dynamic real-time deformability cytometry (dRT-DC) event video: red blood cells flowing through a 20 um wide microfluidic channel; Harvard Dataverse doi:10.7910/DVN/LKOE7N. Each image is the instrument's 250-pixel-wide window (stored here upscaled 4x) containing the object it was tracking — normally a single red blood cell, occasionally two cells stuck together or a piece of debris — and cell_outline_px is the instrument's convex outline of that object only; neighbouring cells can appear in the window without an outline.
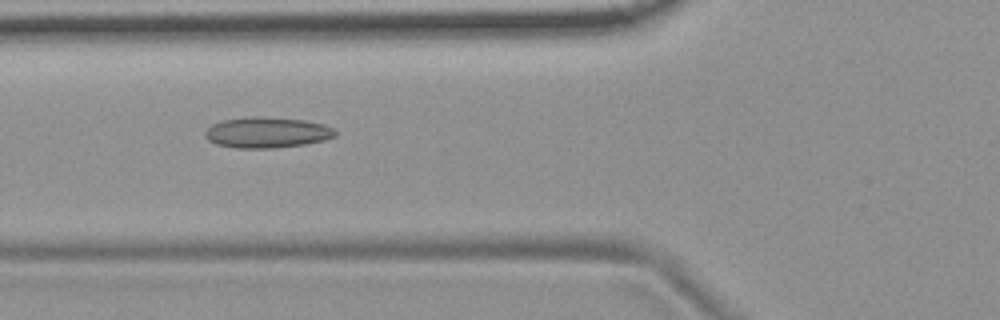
{"species": "common noctule bat (a hibernating species)", "species_latin": "Nyctalus noctula", "temperature_condition": "room temperature", "stored_images_in_passage": 42, "camera_frame_rate_fps": 3000, "um_per_image_px": 0.085, "animal": {"sex": "female", "body_mass_g": 19.9}, "frame": {"image": 1, "passage_image": 8, "time_ms": 2.333, "image_size_px": [1000, 320], "cell_outline_px": [[336, 136], [324, 140], [304, 144], [272, 148], [236, 148], [216, 144], [208, 140], [204, 136], [204, 132], [212, 124], [224, 120], [252, 116], [256, 116], [304, 120], [324, 124], [332, 128], [336, 132]], "centroid_in_image_um": [22.67, 11.26], "position_along_channel_um": 103.1, "area_um2": 23.24}}
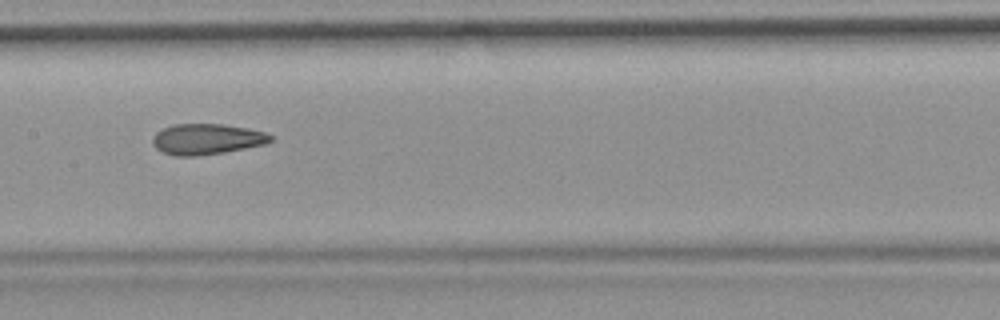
{"frame": {"image": 2, "passage_image": 15, "time_ms": 4.667, "image_size_px": [1000, 320], "cell_outline_px": [[272, 140], [264, 144], [224, 152], [192, 156], [176, 156], [164, 152], [156, 148], [152, 144], [152, 136], [156, 132], [172, 124], [224, 124], [248, 128], [264, 132], [272, 136]], "centroid_in_image_um": [17.54, 11.81], "position_along_channel_um": 189.9, "area_um2": 20.98}}
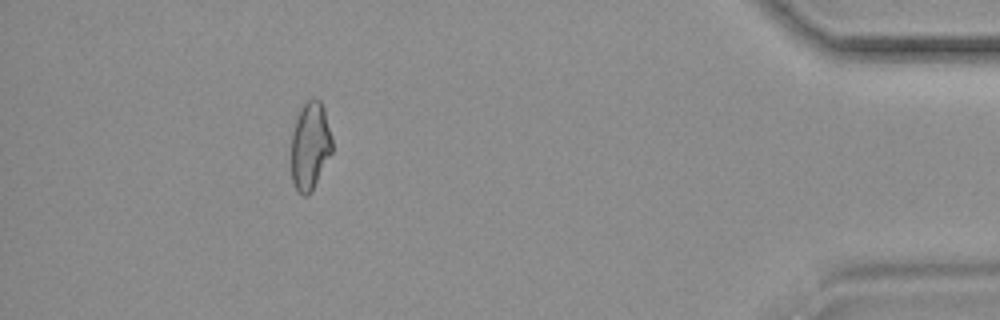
{"frame": {"image": 3, "passage_image": 37, "time_ms": 12.0, "image_size_px": [1000, 320], "cell_outline_px": [[332, 152], [312, 192], [308, 196], [304, 196], [296, 188], [292, 180], [292, 132], [296, 116], [300, 108], [312, 96], [316, 96], [320, 100], [324, 108], [332, 140]], "centroid_in_image_um": [26.36, 12.37], "position_along_channel_um": 408.8, "area_um2": 21.1}, "authors_computed_cell_mechanics": {"area_um2": 21.4438, "velocity_mm_per_s": 3.7046, "shape_relaxation_time_tau1_ms": null, "shape_relaxation_time_tau2_ms": 3.4854, "deformation_change_tau1": null, "deformation_change_tau2": 0.1195}}